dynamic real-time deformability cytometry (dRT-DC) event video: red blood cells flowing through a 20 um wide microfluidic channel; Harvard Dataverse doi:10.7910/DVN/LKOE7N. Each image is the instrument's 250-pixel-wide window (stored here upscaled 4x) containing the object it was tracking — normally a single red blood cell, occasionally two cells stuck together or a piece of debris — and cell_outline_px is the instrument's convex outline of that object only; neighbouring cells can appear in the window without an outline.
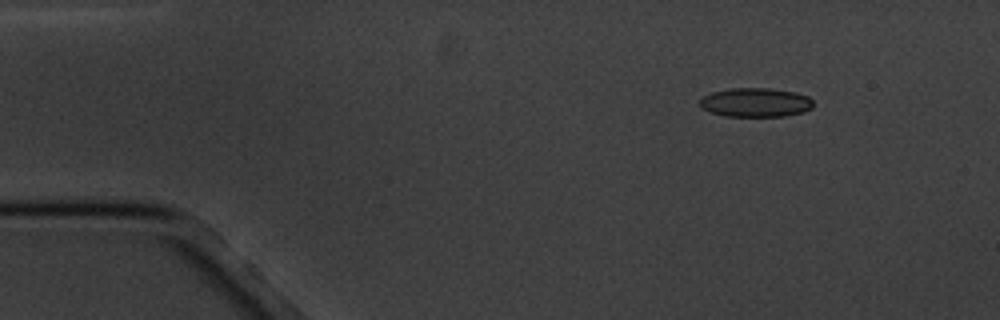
{"species": "common noctule bat (a hibernating species)", "species_latin": "Nyctalus noctula", "temperature_condition": "cold", "stored_images_in_passage": 7, "camera_frame_rate_fps": 3000, "um_per_image_px": 0.085, "animal": {"sex": "male", "body_mass_g": 20.1, "forearm_length_mm": 53.5}, "frame": {"image": 1, "passage_image": 1, "time_ms": 0.0, "image_size_px": [1000, 320], "cell_outline_px": [[812, 108], [804, 112], [784, 116], [724, 116], [700, 108], [700, 100], [704, 96], [712, 92], [728, 88], [768, 88], [796, 92], [808, 96], [812, 100]], "centroid_in_image_um": [64.23, 8.7], "position_along_channel_um": 20.8, "area_um2": 19.25}}
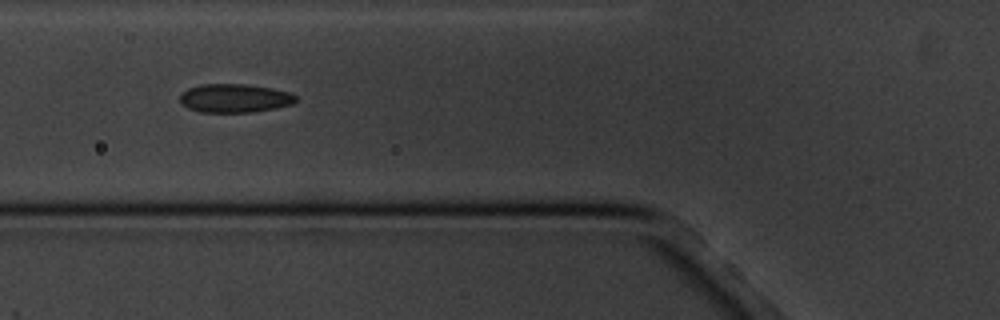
{"frame": {"image": 2, "passage_image": 5, "time_ms": 4.667, "image_size_px": [1000, 320], "cell_outline_px": [[296, 100], [292, 104], [276, 108], [252, 112], [200, 112], [188, 108], [180, 100], [180, 96], [188, 88], [200, 84], [248, 84], [272, 88], [288, 92], [296, 96]], "centroid_in_image_um": [19.95, 8.34], "position_along_channel_um": 105.8, "area_um2": 19.25}}
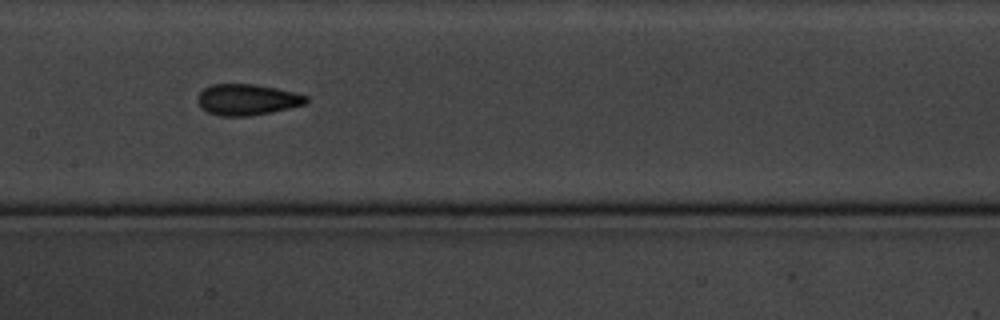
{"frame": {"image": 3, "passage_image": 7, "time_ms": 7.0, "image_size_px": [1000, 320], "cell_outline_px": [[308, 100], [304, 104], [288, 108], [248, 116], [220, 116], [208, 112], [200, 108], [200, 92], [204, 88], [212, 84], [256, 84], [276, 88], [308, 96]], "centroid_in_image_um": [21.0, 8.46], "position_along_channel_um": 186.4, "area_um2": 19.31}}